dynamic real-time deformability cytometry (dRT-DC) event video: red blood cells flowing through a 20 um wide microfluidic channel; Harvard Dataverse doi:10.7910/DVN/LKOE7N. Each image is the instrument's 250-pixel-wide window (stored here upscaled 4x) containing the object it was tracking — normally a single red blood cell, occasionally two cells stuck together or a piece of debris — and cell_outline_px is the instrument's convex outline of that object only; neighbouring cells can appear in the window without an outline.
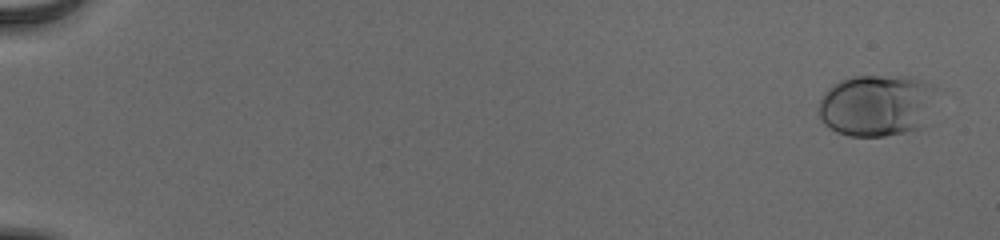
{"species": "human", "species_latin": "Homo sapiens", "temperature_condition": "cold", "stored_images_in_passage": 57, "camera_frame_rate_fps": 3000, "um_per_image_px": 0.085, "donor": {"sex": "male"}, "frame": {"image": 1, "passage_image": 3, "time_ms": 0.667, "image_size_px": [1000, 240], "cell_outline_px": [[936, 88], [924, 128], [884, 136], [848, 136], [836, 132], [824, 124], [820, 120], [820, 100], [824, 92], [832, 84], [840, 80], [852, 76], [916, 76], [932, 84]], "centroid_in_image_um": [74.52, 8.94], "position_along_channel_um": 10.5, "area_um2": 42.89}}
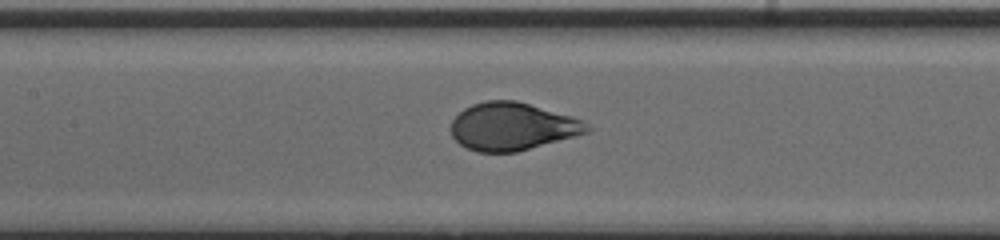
{"frame": {"image": 2, "passage_image": 30, "time_ms": 9.667, "image_size_px": [1000, 240], "cell_outline_px": [[592, 128], [588, 132], [576, 136], [516, 152], [476, 152], [460, 144], [452, 136], [452, 120], [464, 108], [472, 104], [484, 100], [516, 100], [572, 116], [584, 120]], "centroid_in_image_um": [43.57, 10.74], "position_along_channel_um": 163.8, "area_um2": 37.86}}
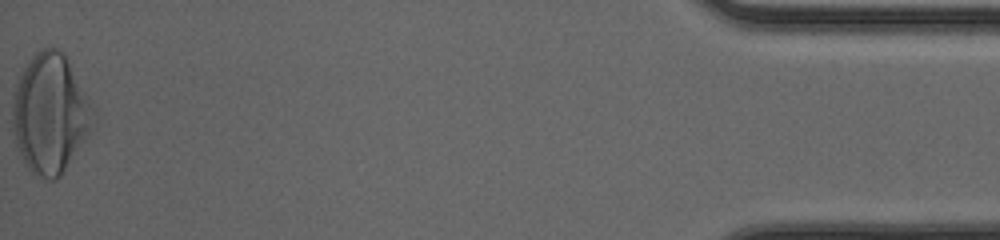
{"frame": {"image": 3, "passage_image": 57, "time_ms": 18.667, "image_size_px": [1000, 240], "cell_outline_px": [[96, 112], [92, 128], [60, 176], [56, 180], [48, 180], [32, 172], [28, 168], [16, 144], [12, 128], [12, 92], [16, 80], [32, 56], [36, 52], [44, 48], [56, 48], [64, 52], [96, 108]], "centroid_in_image_um": [4.27, 9.62], "position_along_channel_um": 430.9, "area_um2": 56.53}, "authors_computed_cell_mechanics": {"area_um2": 39.882, "velocity_mm_per_s": 3.8757, "shape_relaxation_time_tau1_ms": 3.2433, "shape_relaxation_time_tau2_ms": null, "deformation_change_tau1": 0.1797, "deformation_change_tau2": null}}